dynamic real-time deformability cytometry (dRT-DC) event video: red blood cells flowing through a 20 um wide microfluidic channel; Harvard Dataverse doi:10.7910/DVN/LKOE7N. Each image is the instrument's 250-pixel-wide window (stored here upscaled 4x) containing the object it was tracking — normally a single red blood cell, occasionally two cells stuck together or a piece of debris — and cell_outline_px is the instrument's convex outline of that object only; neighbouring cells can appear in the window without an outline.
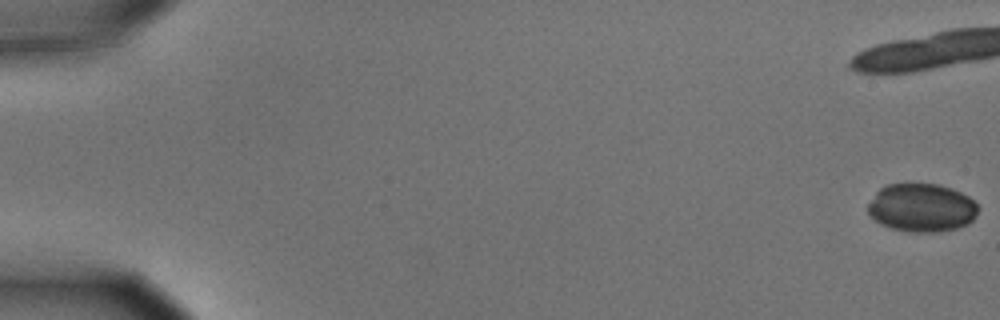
{"species": "common noctule bat (a hibernating species)", "species_latin": "Nyctalus noctula", "temperature_condition": "cold", "stored_images_in_passage": 18, "segment_of_instrument_passage": [1, 2], "camera_frame_rate_fps": 3000, "um_per_image_px": 0.085, "animal": {"sex": "male", "body_mass_g": 15.6}, "frame": {"image": 1, "passage_image": 1, "time_ms": 0.0, "image_size_px": [1000, 320], "cell_outline_px": [[980, 208], [976, 216], [968, 224], [956, 228], [936, 232], [912, 232], [892, 228], [876, 220], [868, 212], [868, 204], [876, 192], [880, 188], [888, 184], [936, 184], [952, 188], [968, 196]], "centroid_in_image_um": [78.37, 17.65], "position_along_channel_um": 6.6, "area_um2": 30.81}}
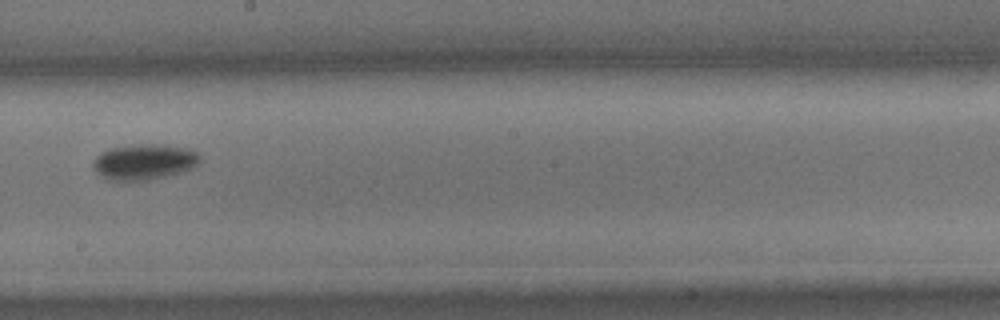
{"frame": {"image": 2, "passage_image": 11, "time_ms": 3.333, "image_size_px": [1000, 320], "cell_outline_px": [[200, 160], [192, 168], [180, 172], [148, 180], [128, 184], [104, 180], [92, 168], [92, 160], [100, 152], [108, 148], [140, 144], [164, 144], [192, 148], [200, 156]], "centroid_in_image_um": [12.17, 13.79], "position_along_channel_um": 236.0, "area_um2": 23.12}}
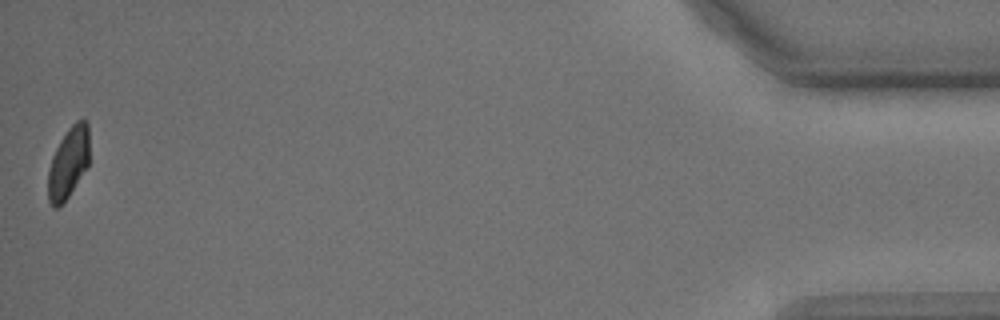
{"frame": {"image": 3, "passage_image": 17, "time_ms": 5.333, "image_size_px": [1000, 320], "cell_outline_px": [[88, 164], [68, 196], [56, 208], [52, 208], [48, 200], [48, 172], [52, 156], [60, 140], [68, 128], [76, 120], [84, 116], [88, 124]], "centroid_in_image_um": [5.8, 13.78], "position_along_channel_um": 429.4, "area_um2": 16.94}}